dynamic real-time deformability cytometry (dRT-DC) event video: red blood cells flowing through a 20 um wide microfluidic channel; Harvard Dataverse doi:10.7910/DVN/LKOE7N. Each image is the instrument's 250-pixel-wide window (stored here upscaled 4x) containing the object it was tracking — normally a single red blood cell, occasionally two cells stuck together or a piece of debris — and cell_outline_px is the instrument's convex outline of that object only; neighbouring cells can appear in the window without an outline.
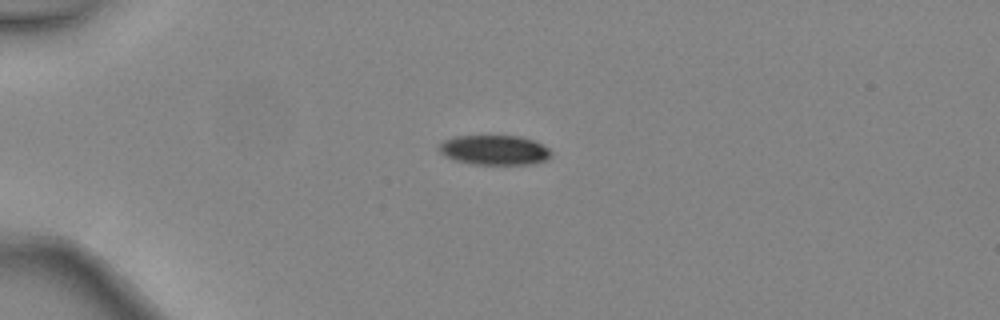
{"species": "common noctule bat (a hibernating species)", "species_latin": "Nyctalus noctula", "temperature_condition": "warm", "stored_images_in_passage": 3, "camera_frame_rate_fps": 3000, "um_per_image_px": 0.085, "animal": {"sex": "female", "body_mass_g": 24.6, "forearm_length_mm": 56.2}, "frame": {"image": 1, "passage_image": 2, "time_ms": 0.333, "image_size_px": [1000, 320], "cell_outline_px": [[552, 152], [544, 160], [528, 164], [472, 164], [452, 160], [444, 156], [436, 148], [444, 140], [456, 136], [520, 136], [532, 140], [548, 148]], "centroid_in_image_um": [41.94, 12.75], "position_along_channel_um": 43.1, "area_um2": 19.31}}